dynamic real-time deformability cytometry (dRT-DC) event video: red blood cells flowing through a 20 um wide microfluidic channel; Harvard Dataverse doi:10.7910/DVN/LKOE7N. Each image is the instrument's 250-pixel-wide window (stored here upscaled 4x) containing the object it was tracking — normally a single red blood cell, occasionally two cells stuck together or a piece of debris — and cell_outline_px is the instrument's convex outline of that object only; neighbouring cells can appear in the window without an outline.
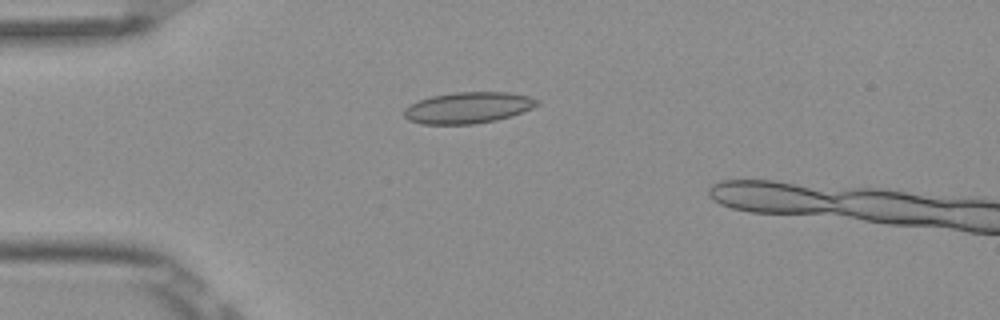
{"species": "Egyptian fruit bat (a non-hibernating species)", "species_latin": "Rousettus aegyptiacus", "temperature_condition": "room temperature", "stored_images_in_passage": 8, "camera_frame_rate_fps": 3000, "um_per_image_px": 0.085, "frame": {"image": 1, "passage_image": 4, "time_ms": 1.0, "image_size_px": [1000, 320], "cell_outline_px": [[540, 104], [532, 108], [512, 116], [496, 120], [472, 124], [420, 124], [408, 120], [404, 116], [404, 108], [408, 104], [432, 96], [452, 92], [508, 92], [528, 96], [540, 100]], "centroid_in_image_um": [39.78, 9.15], "position_along_channel_um": 45.2, "area_um2": 24.39}}
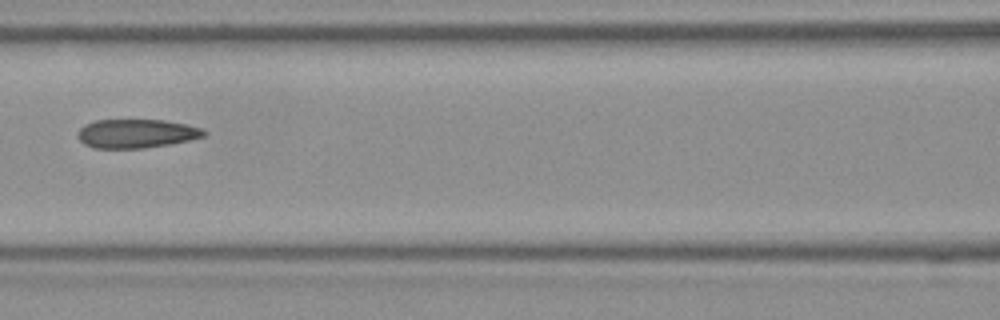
{"frame": {"image": 2, "passage_image": 7, "time_ms": 2.0, "image_size_px": [1000, 320], "cell_outline_px": [[208, 132], [204, 136], [188, 140], [168, 144], [144, 148], [92, 148], [84, 144], [76, 136], [76, 132], [84, 124], [96, 120], [164, 120], [204, 128]], "centroid_in_image_um": [11.56, 11.35], "position_along_channel_um": 155.0, "area_um2": 21.27}}
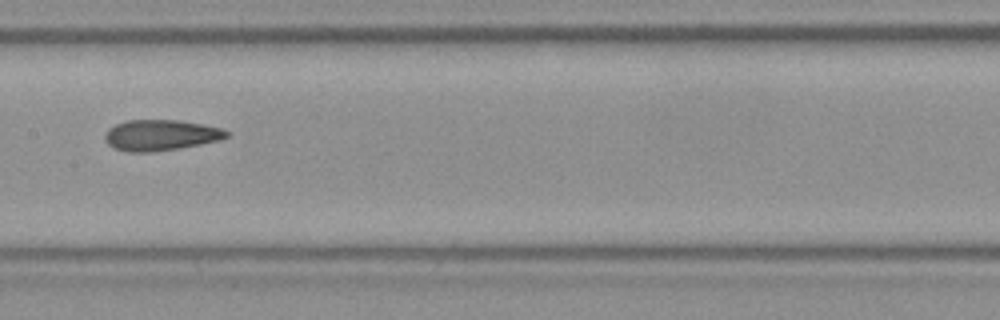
{"frame": {"image": 3, "passage_image": 8, "time_ms": 2.333, "image_size_px": [1000, 320], "cell_outline_px": [[228, 136], [220, 140], [180, 148], [152, 152], [128, 152], [116, 148], [108, 144], [104, 140], [104, 136], [108, 128], [116, 124], [128, 120], [180, 120], [204, 124], [220, 128], [228, 132]], "centroid_in_image_um": [13.64, 11.48], "position_along_channel_um": 193.8, "area_um2": 21.85}}